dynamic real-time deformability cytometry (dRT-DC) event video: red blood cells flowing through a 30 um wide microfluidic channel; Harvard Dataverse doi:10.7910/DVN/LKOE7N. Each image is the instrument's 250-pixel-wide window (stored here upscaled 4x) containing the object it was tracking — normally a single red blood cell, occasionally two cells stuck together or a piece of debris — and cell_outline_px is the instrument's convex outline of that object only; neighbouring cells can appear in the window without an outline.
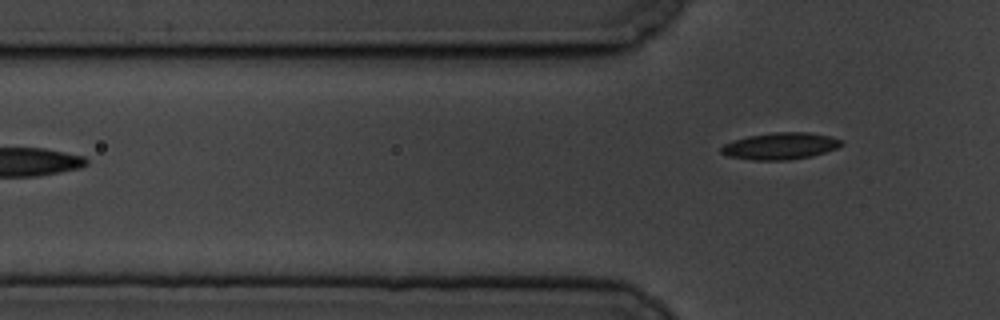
{"species": "common noctule bat (a hibernating species)", "species_latin": "Nyctalus noctula", "temperature_condition": "cold", "stored_images_in_passage": 3, "camera_frame_rate_fps": 3000, "um_per_image_px": 0.085, "animal": {"sex": "male", "body_mass_g": 19.5, "forearm_length_mm": 54.6}, "frame": {"image": 1, "passage_image": 3, "time_ms": 2.333, "image_size_px": [1000, 320], "cell_outline_px": [[844, 144], [836, 148], [812, 156], [788, 160], [752, 160], [728, 156], [720, 152], [720, 148], [724, 144], [732, 140], [748, 136], [776, 132], [808, 132], [828, 136], [844, 140]], "centroid_in_image_um": [66.32, 12.41], "position_along_channel_um": 59.5, "area_um2": 18.79}}